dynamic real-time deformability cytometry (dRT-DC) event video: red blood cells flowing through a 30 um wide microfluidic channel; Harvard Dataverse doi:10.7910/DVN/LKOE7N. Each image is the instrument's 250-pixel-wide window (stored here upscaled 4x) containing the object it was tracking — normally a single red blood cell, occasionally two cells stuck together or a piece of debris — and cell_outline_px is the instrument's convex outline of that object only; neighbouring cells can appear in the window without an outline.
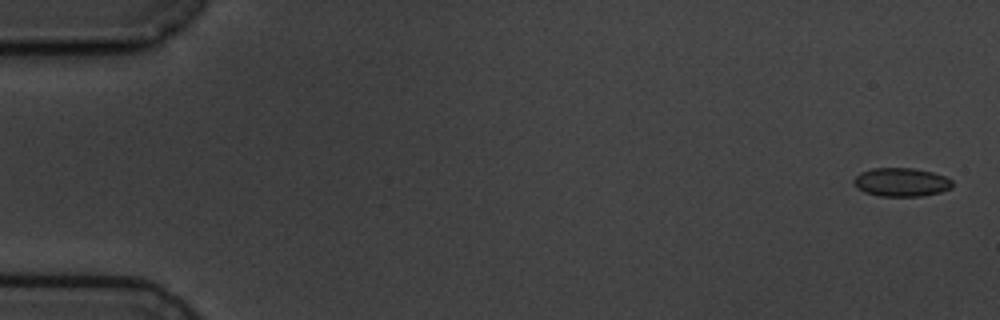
{"species": "common noctule bat (a hibernating species)", "species_latin": "Nyctalus noctula", "temperature_condition": "cold", "stored_images_in_passage": 5, "camera_frame_rate_fps": 3000, "um_per_image_px": 0.085, "animal": {"sex": "male", "body_mass_g": 19.5, "forearm_length_mm": 54.6}, "frame": {"image": 1, "passage_image": 1, "time_ms": 0.0, "image_size_px": [1000, 320], "cell_outline_px": [[952, 188], [940, 192], [920, 196], [880, 196], [864, 192], [856, 188], [852, 180], [860, 172], [872, 168], [912, 168], [932, 172], [944, 176], [952, 180]], "centroid_in_image_um": [76.58, 15.48], "position_along_channel_um": 8.4, "area_um2": 16.47}}